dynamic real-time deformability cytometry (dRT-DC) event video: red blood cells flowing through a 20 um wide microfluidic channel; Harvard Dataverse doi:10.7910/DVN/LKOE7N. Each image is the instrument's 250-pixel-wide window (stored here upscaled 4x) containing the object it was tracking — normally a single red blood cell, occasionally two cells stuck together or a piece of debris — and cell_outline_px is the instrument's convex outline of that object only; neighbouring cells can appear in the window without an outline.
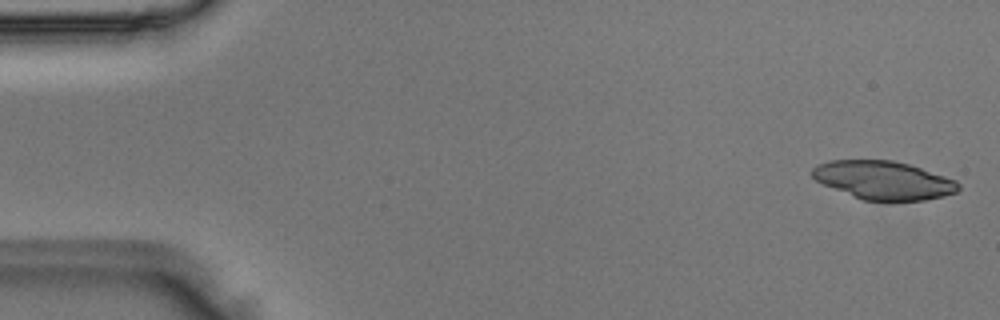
{"species": "Egyptian fruit bat (a non-hibernating species)", "species_latin": "Rousettus aegyptiacus", "temperature_condition": "room temperature", "stored_images_in_passage": 48, "camera_frame_rate_fps": 3000, "um_per_image_px": 0.085, "animal": {"sex": "male"}, "frame": {"image": 1, "passage_image": 1, "time_ms": 0.0, "image_size_px": [1000, 320], "cell_outline_px": [[960, 188], [956, 192], [944, 196], [924, 200], [864, 200], [824, 184], [816, 180], [812, 176], [812, 168], [816, 164], [828, 160], [892, 160], [908, 164], [956, 180], [960, 184]], "centroid_in_image_um": [75.1, 15.3], "position_along_channel_um": 9.9, "area_um2": 32.31}}